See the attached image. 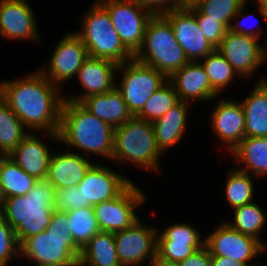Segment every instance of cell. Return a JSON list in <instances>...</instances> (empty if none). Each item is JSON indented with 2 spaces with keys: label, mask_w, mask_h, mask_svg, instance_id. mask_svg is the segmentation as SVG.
Wrapping results in <instances>:
<instances>
[{
  "label": "cell",
  "mask_w": 267,
  "mask_h": 266,
  "mask_svg": "<svg viewBox=\"0 0 267 266\" xmlns=\"http://www.w3.org/2000/svg\"><path fill=\"white\" fill-rule=\"evenodd\" d=\"M241 104L245 113V137H267V79H261Z\"/></svg>",
  "instance_id": "cb8c5ba5"
},
{
  "label": "cell",
  "mask_w": 267,
  "mask_h": 266,
  "mask_svg": "<svg viewBox=\"0 0 267 266\" xmlns=\"http://www.w3.org/2000/svg\"><path fill=\"white\" fill-rule=\"evenodd\" d=\"M145 202L144 193L131 182L117 197L93 206L102 232L124 230L139 220L134 210Z\"/></svg>",
  "instance_id": "30bf717a"
},
{
  "label": "cell",
  "mask_w": 267,
  "mask_h": 266,
  "mask_svg": "<svg viewBox=\"0 0 267 266\" xmlns=\"http://www.w3.org/2000/svg\"><path fill=\"white\" fill-rule=\"evenodd\" d=\"M162 15L170 22L175 38L189 61H199L215 49L201 32L189 8H174Z\"/></svg>",
  "instance_id": "9a60e30c"
},
{
  "label": "cell",
  "mask_w": 267,
  "mask_h": 266,
  "mask_svg": "<svg viewBox=\"0 0 267 266\" xmlns=\"http://www.w3.org/2000/svg\"><path fill=\"white\" fill-rule=\"evenodd\" d=\"M117 71H123L120 86L116 89L121 93L129 112L137 116L144 104L168 78L151 66L145 65L135 58L118 65Z\"/></svg>",
  "instance_id": "ba28073f"
},
{
  "label": "cell",
  "mask_w": 267,
  "mask_h": 266,
  "mask_svg": "<svg viewBox=\"0 0 267 266\" xmlns=\"http://www.w3.org/2000/svg\"><path fill=\"white\" fill-rule=\"evenodd\" d=\"M203 59L200 63L208 75L212 89L219 95L231 83L236 72L217 48Z\"/></svg>",
  "instance_id": "d6a6232c"
},
{
  "label": "cell",
  "mask_w": 267,
  "mask_h": 266,
  "mask_svg": "<svg viewBox=\"0 0 267 266\" xmlns=\"http://www.w3.org/2000/svg\"><path fill=\"white\" fill-rule=\"evenodd\" d=\"M232 155L236 161L244 162L245 169L238 170L260 177L267 175V137H244L232 150Z\"/></svg>",
  "instance_id": "4316f807"
},
{
  "label": "cell",
  "mask_w": 267,
  "mask_h": 266,
  "mask_svg": "<svg viewBox=\"0 0 267 266\" xmlns=\"http://www.w3.org/2000/svg\"><path fill=\"white\" fill-rule=\"evenodd\" d=\"M20 255L14 229L0 215V266H7L11 257Z\"/></svg>",
  "instance_id": "74e56055"
},
{
  "label": "cell",
  "mask_w": 267,
  "mask_h": 266,
  "mask_svg": "<svg viewBox=\"0 0 267 266\" xmlns=\"http://www.w3.org/2000/svg\"><path fill=\"white\" fill-rule=\"evenodd\" d=\"M175 266H211V256L204 245Z\"/></svg>",
  "instance_id": "b9f144b4"
},
{
  "label": "cell",
  "mask_w": 267,
  "mask_h": 266,
  "mask_svg": "<svg viewBox=\"0 0 267 266\" xmlns=\"http://www.w3.org/2000/svg\"><path fill=\"white\" fill-rule=\"evenodd\" d=\"M117 68L118 64L113 61L89 56L76 75L85 89V93L79 97L72 96L64 98V100L81 103L91 95L112 91L116 86L114 74L117 72Z\"/></svg>",
  "instance_id": "ac0fdd59"
},
{
  "label": "cell",
  "mask_w": 267,
  "mask_h": 266,
  "mask_svg": "<svg viewBox=\"0 0 267 266\" xmlns=\"http://www.w3.org/2000/svg\"><path fill=\"white\" fill-rule=\"evenodd\" d=\"M247 0H202L195 8L208 18L217 19L228 29L243 10Z\"/></svg>",
  "instance_id": "836d02e7"
},
{
  "label": "cell",
  "mask_w": 267,
  "mask_h": 266,
  "mask_svg": "<svg viewBox=\"0 0 267 266\" xmlns=\"http://www.w3.org/2000/svg\"><path fill=\"white\" fill-rule=\"evenodd\" d=\"M55 197L54 186L47 179H39L26 195L5 199L0 215L14 229L19 245L50 226Z\"/></svg>",
  "instance_id": "7a4b0ae2"
},
{
  "label": "cell",
  "mask_w": 267,
  "mask_h": 266,
  "mask_svg": "<svg viewBox=\"0 0 267 266\" xmlns=\"http://www.w3.org/2000/svg\"><path fill=\"white\" fill-rule=\"evenodd\" d=\"M204 241L210 256L232 258L246 266H249L247 262L266 249L264 243L233 229L227 222L216 227Z\"/></svg>",
  "instance_id": "7c38bea8"
},
{
  "label": "cell",
  "mask_w": 267,
  "mask_h": 266,
  "mask_svg": "<svg viewBox=\"0 0 267 266\" xmlns=\"http://www.w3.org/2000/svg\"><path fill=\"white\" fill-rule=\"evenodd\" d=\"M238 76L249 77L267 59V46L258 39L227 31L217 47Z\"/></svg>",
  "instance_id": "4fadbf2b"
},
{
  "label": "cell",
  "mask_w": 267,
  "mask_h": 266,
  "mask_svg": "<svg viewBox=\"0 0 267 266\" xmlns=\"http://www.w3.org/2000/svg\"><path fill=\"white\" fill-rule=\"evenodd\" d=\"M110 15L124 46L135 55L141 48L146 26L154 15L136 0H98Z\"/></svg>",
  "instance_id": "9c48e42d"
},
{
  "label": "cell",
  "mask_w": 267,
  "mask_h": 266,
  "mask_svg": "<svg viewBox=\"0 0 267 266\" xmlns=\"http://www.w3.org/2000/svg\"><path fill=\"white\" fill-rule=\"evenodd\" d=\"M251 17V16H250ZM249 16H245L243 18V21H245V19H250ZM243 21H238V23H235V25H233L232 23L230 24L229 30L231 32L237 33V34H242V35H246V36H250V37H254L256 39H259L260 36V32L259 29H257L256 31L252 30V29H247L246 27H244V24H242Z\"/></svg>",
  "instance_id": "7bdbcfd3"
},
{
  "label": "cell",
  "mask_w": 267,
  "mask_h": 266,
  "mask_svg": "<svg viewBox=\"0 0 267 266\" xmlns=\"http://www.w3.org/2000/svg\"><path fill=\"white\" fill-rule=\"evenodd\" d=\"M234 210V222L228 224L235 230L260 240V232L266 222V215L259 205L251 202Z\"/></svg>",
  "instance_id": "1f68e13d"
},
{
  "label": "cell",
  "mask_w": 267,
  "mask_h": 266,
  "mask_svg": "<svg viewBox=\"0 0 267 266\" xmlns=\"http://www.w3.org/2000/svg\"><path fill=\"white\" fill-rule=\"evenodd\" d=\"M67 214L72 237L75 243L83 249L100 232L93 206L70 210Z\"/></svg>",
  "instance_id": "f546056e"
},
{
  "label": "cell",
  "mask_w": 267,
  "mask_h": 266,
  "mask_svg": "<svg viewBox=\"0 0 267 266\" xmlns=\"http://www.w3.org/2000/svg\"><path fill=\"white\" fill-rule=\"evenodd\" d=\"M159 149L152 122L133 116L115 127L114 149L111 159L132 161L145 169L159 170Z\"/></svg>",
  "instance_id": "8992f818"
},
{
  "label": "cell",
  "mask_w": 267,
  "mask_h": 266,
  "mask_svg": "<svg viewBox=\"0 0 267 266\" xmlns=\"http://www.w3.org/2000/svg\"><path fill=\"white\" fill-rule=\"evenodd\" d=\"M141 6L151 11L154 15L164 14L178 8V0H136Z\"/></svg>",
  "instance_id": "60d3db41"
},
{
  "label": "cell",
  "mask_w": 267,
  "mask_h": 266,
  "mask_svg": "<svg viewBox=\"0 0 267 266\" xmlns=\"http://www.w3.org/2000/svg\"><path fill=\"white\" fill-rule=\"evenodd\" d=\"M5 199L6 198H5V194H4V191H3L2 183L0 181V208L2 207Z\"/></svg>",
  "instance_id": "7dc6e473"
},
{
  "label": "cell",
  "mask_w": 267,
  "mask_h": 266,
  "mask_svg": "<svg viewBox=\"0 0 267 266\" xmlns=\"http://www.w3.org/2000/svg\"><path fill=\"white\" fill-rule=\"evenodd\" d=\"M9 156L28 175L37 180L46 179L52 153L38 136L28 133Z\"/></svg>",
  "instance_id": "7402d4cb"
},
{
  "label": "cell",
  "mask_w": 267,
  "mask_h": 266,
  "mask_svg": "<svg viewBox=\"0 0 267 266\" xmlns=\"http://www.w3.org/2000/svg\"><path fill=\"white\" fill-rule=\"evenodd\" d=\"M189 9L195 15L199 28L208 42L217 48L229 29L217 19L208 18L205 14H201L195 7Z\"/></svg>",
  "instance_id": "f35d334b"
},
{
  "label": "cell",
  "mask_w": 267,
  "mask_h": 266,
  "mask_svg": "<svg viewBox=\"0 0 267 266\" xmlns=\"http://www.w3.org/2000/svg\"><path fill=\"white\" fill-rule=\"evenodd\" d=\"M252 176L240 170H230L226 183V197L232 209L251 203L254 192Z\"/></svg>",
  "instance_id": "e575fe53"
},
{
  "label": "cell",
  "mask_w": 267,
  "mask_h": 266,
  "mask_svg": "<svg viewBox=\"0 0 267 266\" xmlns=\"http://www.w3.org/2000/svg\"><path fill=\"white\" fill-rule=\"evenodd\" d=\"M134 58L167 78L189 62L170 22L162 14L153 15L149 20L142 46Z\"/></svg>",
  "instance_id": "5b68a950"
},
{
  "label": "cell",
  "mask_w": 267,
  "mask_h": 266,
  "mask_svg": "<svg viewBox=\"0 0 267 266\" xmlns=\"http://www.w3.org/2000/svg\"><path fill=\"white\" fill-rule=\"evenodd\" d=\"M80 266H122L117 255L114 233H97L82 249Z\"/></svg>",
  "instance_id": "484cf974"
},
{
  "label": "cell",
  "mask_w": 267,
  "mask_h": 266,
  "mask_svg": "<svg viewBox=\"0 0 267 266\" xmlns=\"http://www.w3.org/2000/svg\"><path fill=\"white\" fill-rule=\"evenodd\" d=\"M259 5V13L267 20V0H256Z\"/></svg>",
  "instance_id": "bcb514c9"
},
{
  "label": "cell",
  "mask_w": 267,
  "mask_h": 266,
  "mask_svg": "<svg viewBox=\"0 0 267 266\" xmlns=\"http://www.w3.org/2000/svg\"><path fill=\"white\" fill-rule=\"evenodd\" d=\"M88 57L83 41L73 32L57 43L50 57L49 70H39L51 83L58 85L77 75Z\"/></svg>",
  "instance_id": "5bb4252c"
},
{
  "label": "cell",
  "mask_w": 267,
  "mask_h": 266,
  "mask_svg": "<svg viewBox=\"0 0 267 266\" xmlns=\"http://www.w3.org/2000/svg\"><path fill=\"white\" fill-rule=\"evenodd\" d=\"M0 181L5 198L26 195L37 179L28 175L9 155H0Z\"/></svg>",
  "instance_id": "83f0119b"
},
{
  "label": "cell",
  "mask_w": 267,
  "mask_h": 266,
  "mask_svg": "<svg viewBox=\"0 0 267 266\" xmlns=\"http://www.w3.org/2000/svg\"><path fill=\"white\" fill-rule=\"evenodd\" d=\"M114 130L90 113L81 103L64 100L58 130L59 142L111 159Z\"/></svg>",
  "instance_id": "3957f363"
},
{
  "label": "cell",
  "mask_w": 267,
  "mask_h": 266,
  "mask_svg": "<svg viewBox=\"0 0 267 266\" xmlns=\"http://www.w3.org/2000/svg\"><path fill=\"white\" fill-rule=\"evenodd\" d=\"M173 84L167 80L144 104L138 118L154 122L179 102Z\"/></svg>",
  "instance_id": "4dcf8cb0"
},
{
  "label": "cell",
  "mask_w": 267,
  "mask_h": 266,
  "mask_svg": "<svg viewBox=\"0 0 267 266\" xmlns=\"http://www.w3.org/2000/svg\"><path fill=\"white\" fill-rule=\"evenodd\" d=\"M81 104L94 116L109 123L114 128L133 117L116 87L106 93L91 95L85 98Z\"/></svg>",
  "instance_id": "603a6c76"
},
{
  "label": "cell",
  "mask_w": 267,
  "mask_h": 266,
  "mask_svg": "<svg viewBox=\"0 0 267 266\" xmlns=\"http://www.w3.org/2000/svg\"><path fill=\"white\" fill-rule=\"evenodd\" d=\"M27 134L19 117L11 110L10 106L0 98L1 155H9Z\"/></svg>",
  "instance_id": "f1b7e54d"
},
{
  "label": "cell",
  "mask_w": 267,
  "mask_h": 266,
  "mask_svg": "<svg viewBox=\"0 0 267 266\" xmlns=\"http://www.w3.org/2000/svg\"><path fill=\"white\" fill-rule=\"evenodd\" d=\"M211 266H246L244 263L223 256H211Z\"/></svg>",
  "instance_id": "ee69618b"
},
{
  "label": "cell",
  "mask_w": 267,
  "mask_h": 266,
  "mask_svg": "<svg viewBox=\"0 0 267 266\" xmlns=\"http://www.w3.org/2000/svg\"><path fill=\"white\" fill-rule=\"evenodd\" d=\"M58 86L37 70L28 77L0 83V98L19 117L24 127L44 130L59 142L58 130L64 98Z\"/></svg>",
  "instance_id": "6da1fadb"
},
{
  "label": "cell",
  "mask_w": 267,
  "mask_h": 266,
  "mask_svg": "<svg viewBox=\"0 0 267 266\" xmlns=\"http://www.w3.org/2000/svg\"><path fill=\"white\" fill-rule=\"evenodd\" d=\"M168 80L173 84L180 101L213 100L218 94L212 89L208 75L199 61H189Z\"/></svg>",
  "instance_id": "d6986e66"
},
{
  "label": "cell",
  "mask_w": 267,
  "mask_h": 266,
  "mask_svg": "<svg viewBox=\"0 0 267 266\" xmlns=\"http://www.w3.org/2000/svg\"><path fill=\"white\" fill-rule=\"evenodd\" d=\"M153 266H165V265H161V264L155 263Z\"/></svg>",
  "instance_id": "c3c4849f"
},
{
  "label": "cell",
  "mask_w": 267,
  "mask_h": 266,
  "mask_svg": "<svg viewBox=\"0 0 267 266\" xmlns=\"http://www.w3.org/2000/svg\"><path fill=\"white\" fill-rule=\"evenodd\" d=\"M187 102L179 101L166 114L152 122L156 143L161 152L176 145L182 138L187 121Z\"/></svg>",
  "instance_id": "d4e9b609"
},
{
  "label": "cell",
  "mask_w": 267,
  "mask_h": 266,
  "mask_svg": "<svg viewBox=\"0 0 267 266\" xmlns=\"http://www.w3.org/2000/svg\"><path fill=\"white\" fill-rule=\"evenodd\" d=\"M34 12L26 0H0V36L39 40Z\"/></svg>",
  "instance_id": "e0dca14e"
},
{
  "label": "cell",
  "mask_w": 267,
  "mask_h": 266,
  "mask_svg": "<svg viewBox=\"0 0 267 266\" xmlns=\"http://www.w3.org/2000/svg\"><path fill=\"white\" fill-rule=\"evenodd\" d=\"M55 210L68 212L83 208V196L77 186L56 189Z\"/></svg>",
  "instance_id": "ab89813d"
},
{
  "label": "cell",
  "mask_w": 267,
  "mask_h": 266,
  "mask_svg": "<svg viewBox=\"0 0 267 266\" xmlns=\"http://www.w3.org/2000/svg\"><path fill=\"white\" fill-rule=\"evenodd\" d=\"M93 164L72 151L53 153L46 179L55 189L77 186Z\"/></svg>",
  "instance_id": "44dd1931"
},
{
  "label": "cell",
  "mask_w": 267,
  "mask_h": 266,
  "mask_svg": "<svg viewBox=\"0 0 267 266\" xmlns=\"http://www.w3.org/2000/svg\"><path fill=\"white\" fill-rule=\"evenodd\" d=\"M201 235L193 226L186 223H177L168 226L164 232L157 236V242H180L187 245H204Z\"/></svg>",
  "instance_id": "8d00e7d4"
},
{
  "label": "cell",
  "mask_w": 267,
  "mask_h": 266,
  "mask_svg": "<svg viewBox=\"0 0 267 266\" xmlns=\"http://www.w3.org/2000/svg\"><path fill=\"white\" fill-rule=\"evenodd\" d=\"M82 18V31L75 34L83 41L90 57L107 59L118 65L134 58L114 29L107 10L98 1Z\"/></svg>",
  "instance_id": "52a82bcc"
},
{
  "label": "cell",
  "mask_w": 267,
  "mask_h": 266,
  "mask_svg": "<svg viewBox=\"0 0 267 266\" xmlns=\"http://www.w3.org/2000/svg\"><path fill=\"white\" fill-rule=\"evenodd\" d=\"M82 249L69 230L67 212L54 210L50 226L31 236L20 245V255L34 261L36 266H80Z\"/></svg>",
  "instance_id": "277c9868"
},
{
  "label": "cell",
  "mask_w": 267,
  "mask_h": 266,
  "mask_svg": "<svg viewBox=\"0 0 267 266\" xmlns=\"http://www.w3.org/2000/svg\"><path fill=\"white\" fill-rule=\"evenodd\" d=\"M157 229L143 226L140 219L131 227L114 233L118 259L122 266H137L147 258L156 263Z\"/></svg>",
  "instance_id": "8fae6325"
},
{
  "label": "cell",
  "mask_w": 267,
  "mask_h": 266,
  "mask_svg": "<svg viewBox=\"0 0 267 266\" xmlns=\"http://www.w3.org/2000/svg\"><path fill=\"white\" fill-rule=\"evenodd\" d=\"M211 117L214 132L232 152L245 137V113L242 104L228 99L221 100Z\"/></svg>",
  "instance_id": "ffe728a7"
},
{
  "label": "cell",
  "mask_w": 267,
  "mask_h": 266,
  "mask_svg": "<svg viewBox=\"0 0 267 266\" xmlns=\"http://www.w3.org/2000/svg\"><path fill=\"white\" fill-rule=\"evenodd\" d=\"M131 182L103 165L93 164L77 185L83 196V208L117 197Z\"/></svg>",
  "instance_id": "2e32d148"
},
{
  "label": "cell",
  "mask_w": 267,
  "mask_h": 266,
  "mask_svg": "<svg viewBox=\"0 0 267 266\" xmlns=\"http://www.w3.org/2000/svg\"><path fill=\"white\" fill-rule=\"evenodd\" d=\"M204 245H187L180 242H157L156 263L175 266Z\"/></svg>",
  "instance_id": "d590c367"
},
{
  "label": "cell",
  "mask_w": 267,
  "mask_h": 266,
  "mask_svg": "<svg viewBox=\"0 0 267 266\" xmlns=\"http://www.w3.org/2000/svg\"><path fill=\"white\" fill-rule=\"evenodd\" d=\"M202 0H178V8L196 7Z\"/></svg>",
  "instance_id": "f6af8a7d"
}]
</instances>
